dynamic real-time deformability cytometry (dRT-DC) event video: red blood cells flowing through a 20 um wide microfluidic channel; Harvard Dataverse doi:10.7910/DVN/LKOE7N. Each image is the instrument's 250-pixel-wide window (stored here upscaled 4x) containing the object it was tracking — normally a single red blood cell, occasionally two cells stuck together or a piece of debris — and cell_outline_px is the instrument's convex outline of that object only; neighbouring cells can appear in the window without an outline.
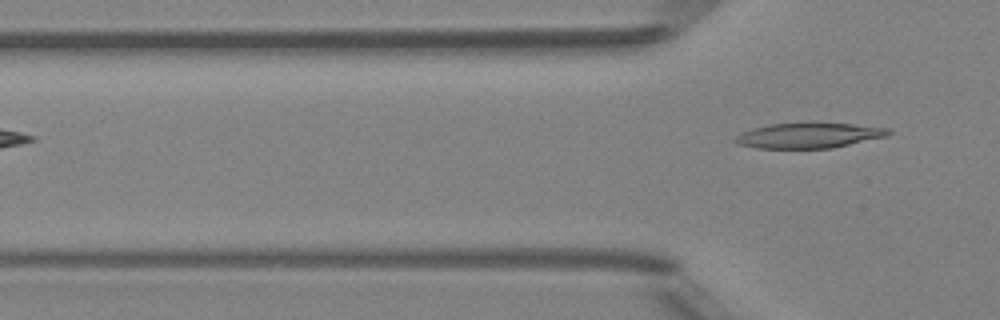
{"species": "Egyptian fruit bat (a non-hibernating species)", "species_latin": "Rousettus aegyptiacus", "temperature_condition": "room temperature", "stored_images_in_passage": 2, "camera_frame_rate_fps": 3000, "um_per_image_px": 0.085, "animal": {"sex": "female"}, "frame": {"image": 1, "passage_image": 2, "time_ms": 1.333, "image_size_px": [1000, 320], "cell_outline_px": [[892, 132], [888, 136], [832, 148], [756, 148], [736, 144], [732, 140], [736, 136], [752, 128], [768, 124], [852, 124], [892, 128]], "centroid_in_image_um": [68.76, 11.53], "position_along_channel_um": 57.0, "area_um2": 22.31}}